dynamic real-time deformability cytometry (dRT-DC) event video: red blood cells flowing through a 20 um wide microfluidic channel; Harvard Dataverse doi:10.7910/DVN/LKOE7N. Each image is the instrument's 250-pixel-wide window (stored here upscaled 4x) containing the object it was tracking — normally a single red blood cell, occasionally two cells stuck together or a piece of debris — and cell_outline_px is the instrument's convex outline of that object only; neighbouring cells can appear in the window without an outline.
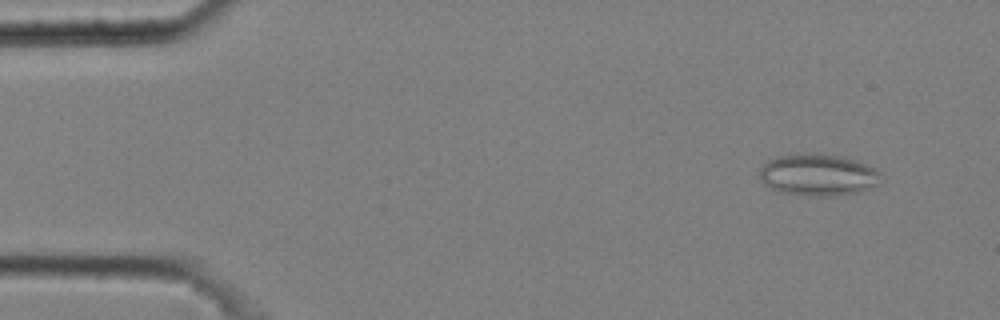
{"species": "common noctule bat (a hibernating species)", "species_latin": "Nyctalus noctula", "temperature_condition": "cold", "stored_images_in_passage": 52, "camera_frame_rate_fps": 3000, "um_per_image_px": 0.085, "animal": {"sex": "male", "body_mass_g": 20.4}, "frame": {"image": 1, "passage_image": 4, "time_ms": 1.0, "image_size_px": [1000, 320], "cell_outline_px": [[880, 172], [876, 184], [860, 192], [836, 196], [796, 196], [780, 192], [764, 184], [760, 180], [760, 168], [768, 160], [776, 156], [844, 156], [856, 160], [876, 168]], "centroid_in_image_um": [69.52, 14.92], "position_along_channel_um": 15.5, "area_um2": 29.02}}
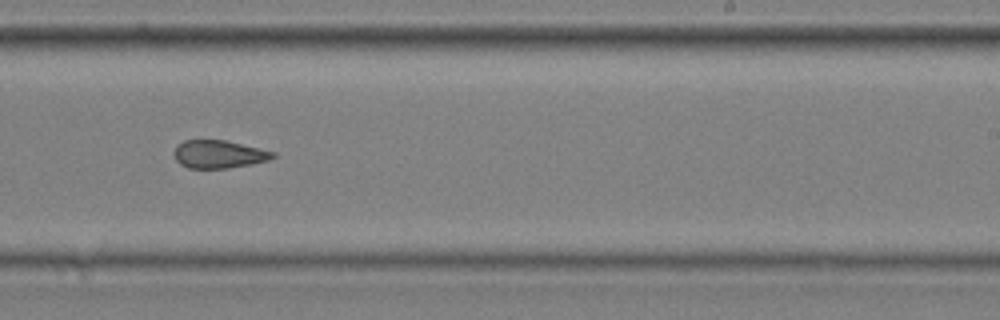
{"frame": {"image": 2, "passage_image": 33, "time_ms": 10.667, "image_size_px": [1000, 320], "cell_outline_px": [[276, 156], [268, 160], [252, 164], [228, 168], [188, 168], [180, 164], [176, 160], [172, 152], [176, 144], [184, 140], [224, 140], [276, 152]], "centroid_in_image_um": [18.56, 13.11], "position_along_channel_um": 270.4, "area_um2": 16.18}}
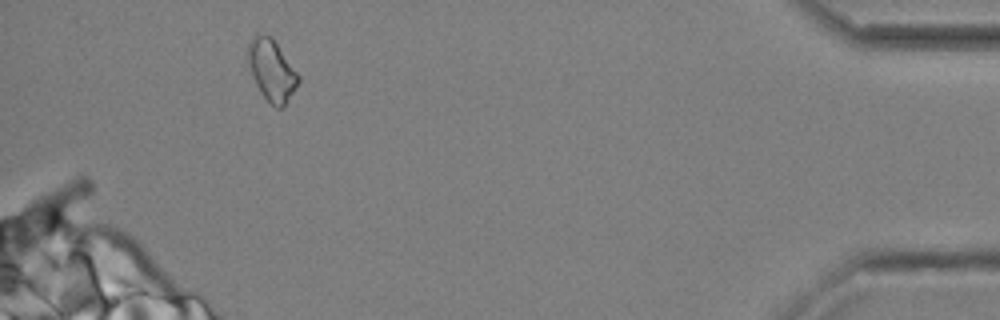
{"frame": {"image": 3, "passage_image": 49, "time_ms": 16.0, "image_size_px": [1000, 320], "cell_outline_px": [[300, 80], [284, 108], [276, 108], [260, 92], [252, 76], [248, 60], [248, 44], [256, 36], [272, 36], [300, 76]], "centroid_in_image_um": [23.13, 6.01], "position_along_channel_um": 412.1, "area_um2": 17.69}, "authors_computed_cell_mechanics": {"area_um2": 17.629, "velocity_mm_per_s": 3.6418, "shape_relaxation_time_tau1_ms": null, "shape_relaxation_time_tau2_ms": 2.402, "deformation_change_tau1": null, "deformation_change_tau2": 0.107}}